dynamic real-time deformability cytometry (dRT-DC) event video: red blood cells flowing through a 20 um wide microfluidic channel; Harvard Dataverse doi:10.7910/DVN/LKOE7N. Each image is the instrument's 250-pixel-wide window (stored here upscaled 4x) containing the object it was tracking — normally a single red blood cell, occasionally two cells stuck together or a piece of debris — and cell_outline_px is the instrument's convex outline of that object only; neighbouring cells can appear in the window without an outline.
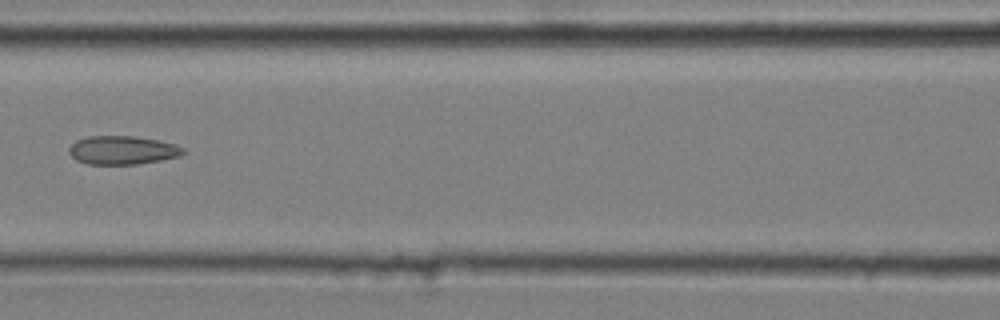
{"species": "common noctule bat (a hibernating species)", "species_latin": "Nyctalus noctula", "temperature_condition": "cold", "stored_images_in_passage": 3, "camera_frame_rate_fps": 3000, "um_per_image_px": 0.085, "animal": {"sex": "male", "body_mass_g": 20.4}, "frame": {"image": 1, "passage_image": 3, "time_ms": 0.667, "image_size_px": [1000, 320], "cell_outline_px": [[188, 152], [180, 156], [160, 160], [136, 164], [88, 164], [76, 160], [68, 152], [68, 148], [76, 140], [88, 136], [136, 136], [176, 144], [184, 148]], "centroid_in_image_um": [10.42, 12.76], "position_along_channel_um": 156.2, "area_um2": 19.07}}